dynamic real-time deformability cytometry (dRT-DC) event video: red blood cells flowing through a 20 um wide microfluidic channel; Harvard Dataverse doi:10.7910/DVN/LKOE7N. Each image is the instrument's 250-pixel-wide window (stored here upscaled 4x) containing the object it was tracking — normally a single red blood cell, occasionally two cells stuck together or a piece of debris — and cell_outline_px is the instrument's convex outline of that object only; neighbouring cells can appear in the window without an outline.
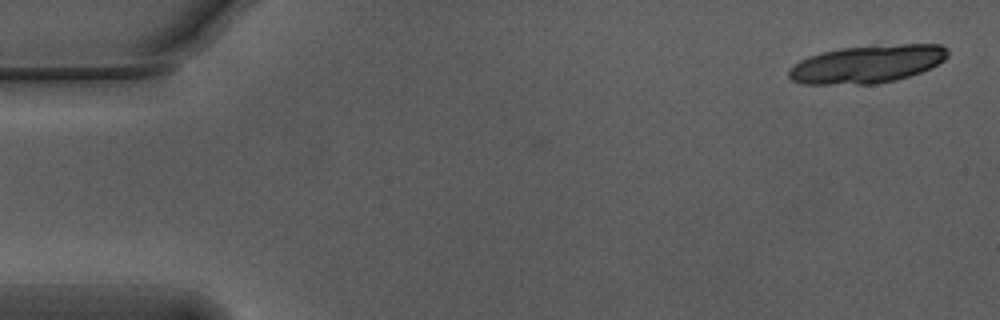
{"species": "Egyptian fruit bat (a non-hibernating species)", "species_latin": "Rousettus aegyptiacus", "temperature_condition": "warm", "stored_images_in_passage": 20, "camera_frame_rate_fps": 3000, "um_per_image_px": 0.085, "animal": {"sex": "male"}, "frame": {"image": 1, "passage_image": 1, "time_ms": 0.0, "image_size_px": [1000, 320], "cell_outline_px": [[948, 56], [944, 60], [920, 72], [896, 80], [876, 84], [804, 84], [792, 80], [788, 76], [788, 68], [800, 60], [808, 56], [820, 52], [840, 48], [900, 44], [940, 44], [948, 48]], "centroid_in_image_um": [73.68, 5.44], "position_along_channel_um": 11.3, "area_um2": 35.08}}